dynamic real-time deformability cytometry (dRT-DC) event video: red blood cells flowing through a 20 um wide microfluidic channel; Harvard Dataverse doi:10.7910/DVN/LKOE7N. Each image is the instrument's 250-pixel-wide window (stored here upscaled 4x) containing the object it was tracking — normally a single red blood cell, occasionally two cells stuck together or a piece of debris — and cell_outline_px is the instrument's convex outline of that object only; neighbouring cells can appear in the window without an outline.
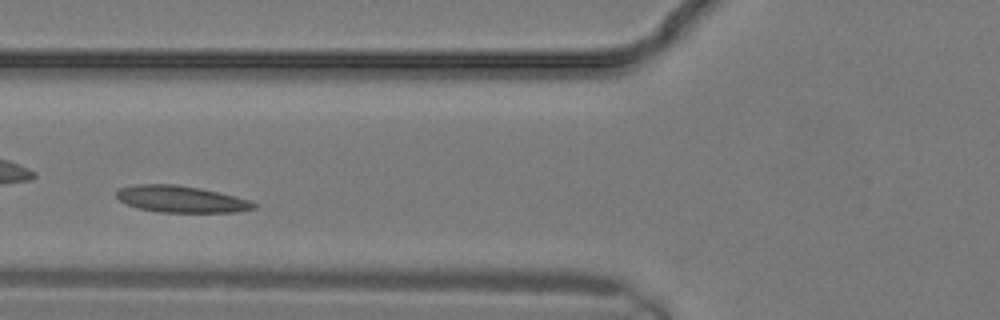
{"species": "common noctule bat (a hibernating species)", "species_latin": "Nyctalus noctula", "temperature_condition": "warm", "stored_images_in_passage": 11, "camera_frame_rate_fps": 3000, "um_per_image_px": 0.085, "animal": {"sex": "male", "body_mass_g": 19.2, "forearm_length_mm": 51.8}, "frame": {"image": 1, "passage_image": 10, "time_ms": 3.0, "image_size_px": [1000, 320], "cell_outline_px": [[256, 208], [236, 212], [160, 212], [136, 208], [120, 200], [116, 196], [116, 192], [120, 188], [132, 184], [176, 184], [200, 188], [220, 192], [252, 200], [256, 204]], "centroid_in_image_um": [15.41, 16.92], "position_along_channel_um": 110.4, "area_um2": 21.5}}